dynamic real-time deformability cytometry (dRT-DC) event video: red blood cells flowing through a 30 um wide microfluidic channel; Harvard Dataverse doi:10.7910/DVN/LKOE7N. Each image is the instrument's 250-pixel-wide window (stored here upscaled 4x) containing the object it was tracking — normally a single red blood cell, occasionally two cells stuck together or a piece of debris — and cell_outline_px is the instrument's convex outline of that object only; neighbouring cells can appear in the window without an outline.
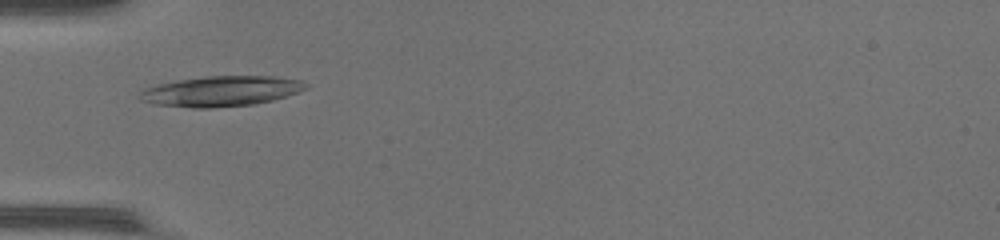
{"species": "common noctule bat (a hibernating species)", "species_latin": "Nyctalus noctula", "temperature_condition": "warm", "stored_images_in_passage": 38, "camera_frame_rate_fps": 3000, "um_per_image_px": 0.085, "animal": {"sex": "female", "body_mass_g": 17.0, "forearm_length_mm": 48.0}, "frame": {"image": 1, "passage_image": 7, "time_ms": 2.0, "image_size_px": [1000, 240], "cell_outline_px": [[308, 88], [272, 100], [252, 104], [212, 108], [192, 108], [156, 104], [140, 100], [136, 96], [140, 92], [148, 88], [160, 84], [180, 80], [204, 76], [272, 76], [300, 80], [308, 84]], "centroid_in_image_um": [18.78, 7.75], "position_along_channel_um": 66.2, "area_um2": 29.02}}
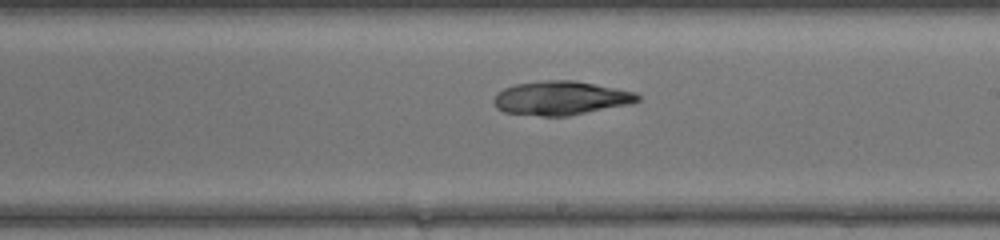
{"frame": {"image": 2, "passage_image": 19, "time_ms": 6.0, "image_size_px": [1000, 240], "cell_outline_px": [[640, 100], [624, 104], [568, 116], [540, 116], [504, 112], [496, 108], [492, 100], [504, 88], [516, 84], [544, 80], [576, 80], [636, 92], [640, 96]], "centroid_in_image_um": [47.63, 8.33], "position_along_channel_um": 241.4, "area_um2": 28.09}}
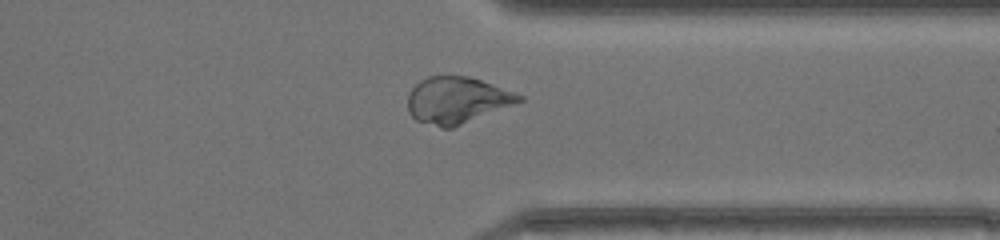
{"frame": {"image": 3, "passage_image": 28, "time_ms": 9.0, "image_size_px": [1000, 240], "cell_outline_px": [[524, 100], [452, 128], [440, 128], [416, 120], [408, 112], [408, 92], [420, 80], [428, 76], [468, 76], [480, 80], [524, 96]], "centroid_in_image_um": [38.79, 8.52], "position_along_channel_um": 372.6, "area_um2": 29.94}, "authors_computed_cell_mechanics": {"area_um2": 28.7555, "velocity_mm_per_s": 4.4126, "shape_relaxation_time_tau1_ms": null, "shape_relaxation_time_tau2_ms": 5.354, "deformation_change_tau1": null, "deformation_change_tau2": 0.0893}}